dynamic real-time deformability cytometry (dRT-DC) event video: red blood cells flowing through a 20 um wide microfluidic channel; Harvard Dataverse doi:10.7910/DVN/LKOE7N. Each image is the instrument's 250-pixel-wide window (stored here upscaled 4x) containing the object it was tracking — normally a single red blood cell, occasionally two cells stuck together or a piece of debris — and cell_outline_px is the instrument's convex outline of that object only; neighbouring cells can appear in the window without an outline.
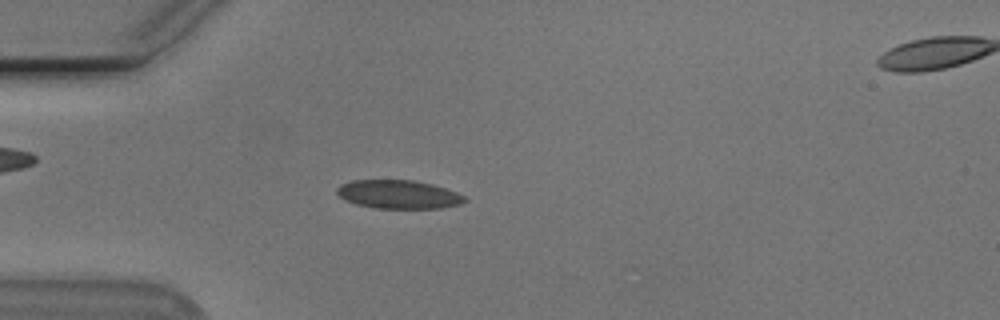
{"species": "Egyptian fruit bat (a non-hibernating species)", "species_latin": "Rousettus aegyptiacus", "temperature_condition": "cold", "stored_images_in_passage": 54, "camera_frame_rate_fps": 3000, "um_per_image_px": 0.085, "animal": {"sex": "male"}, "frame": {"image": 1, "passage_image": 15, "time_ms": 4.667, "image_size_px": [1000, 320], "cell_outline_px": [[468, 200], [460, 204], [440, 208], [372, 208], [356, 204], [340, 196], [336, 192], [336, 188], [340, 184], [352, 180], [412, 180], [432, 184], [456, 192], [464, 196]], "centroid_in_image_um": [33.86, 16.52], "position_along_channel_um": 51.1, "area_um2": 21.15}}
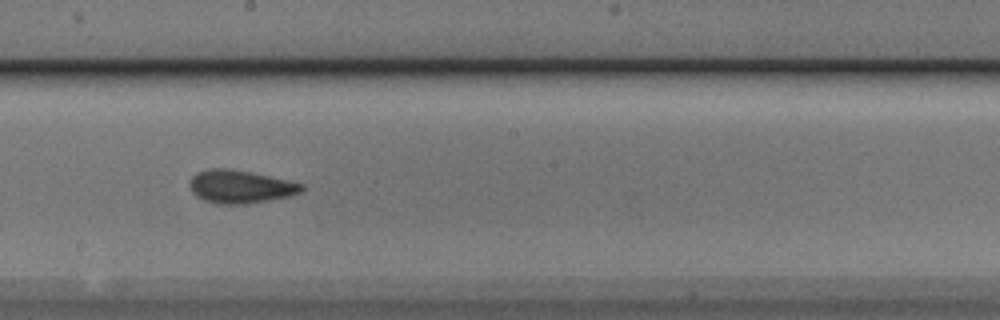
{"frame": {"image": 2, "passage_image": 30, "time_ms": 9.667, "image_size_px": [1000, 320], "cell_outline_px": [[304, 192], [288, 196], [248, 204], [216, 204], [204, 200], [196, 196], [192, 192], [188, 184], [192, 176], [196, 172], [208, 168], [228, 168], [252, 172], [304, 184]], "centroid_in_image_um": [20.4, 15.86], "position_along_channel_um": 227.8, "area_um2": 21.79}}
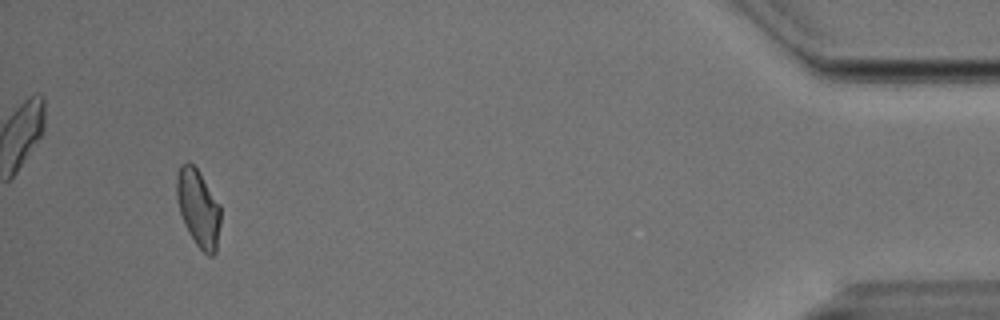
{"frame": {"image": 3, "passage_image": 51, "time_ms": 16.667, "image_size_px": [1000, 320], "cell_outline_px": [[220, 224], [216, 252], [212, 256], [208, 256], [196, 244], [188, 232], [184, 224], [180, 212], [176, 196], [176, 176], [180, 164], [188, 160], [196, 168], [220, 204]], "centroid_in_image_um": [16.84, 17.68], "position_along_channel_um": 418.4, "area_um2": 19.83}, "authors_computed_cell_mechanics": {"area_um2": 20.6635, "velocity_mm_per_s": 3.7648, "shape_relaxation_time_tau1_ms": 5.557, "shape_relaxation_time_tau2_ms": 1.6304, "deformation_change_tau1": 0.1365, "deformation_change_tau2": 0.0711}}